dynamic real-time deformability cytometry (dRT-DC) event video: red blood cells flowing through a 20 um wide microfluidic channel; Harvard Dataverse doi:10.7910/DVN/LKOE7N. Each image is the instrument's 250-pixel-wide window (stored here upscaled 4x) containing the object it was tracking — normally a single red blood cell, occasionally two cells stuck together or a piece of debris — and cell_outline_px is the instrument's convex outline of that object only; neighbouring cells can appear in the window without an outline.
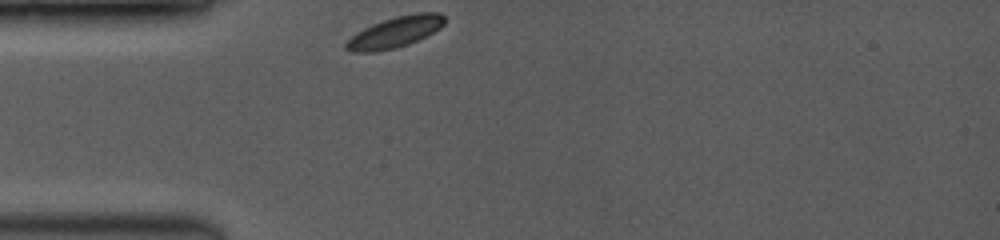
{"species": "common noctule bat (a hibernating species)", "species_latin": "Nyctalus noctula", "temperature_condition": "room temperature", "stored_images_in_passage": 34, "camera_frame_rate_fps": 3500, "um_per_image_px": 0.085, "animal": {"sex": "female", "body_mass_g": 19.0, "forearm_length_mm": 53.3}, "frame": {"image": 1, "passage_image": 1, "time_ms": 0.0, "image_size_px": [1000, 240], "cell_outline_px": [[444, 24], [440, 28], [408, 44], [396, 48], [376, 52], [352, 52], [344, 48], [344, 44], [356, 32], [372, 24], [396, 16], [420, 12], [440, 12], [444, 16]], "centroid_in_image_um": [33.55, 2.73], "position_along_channel_um": 51.4, "area_um2": 17.63}}
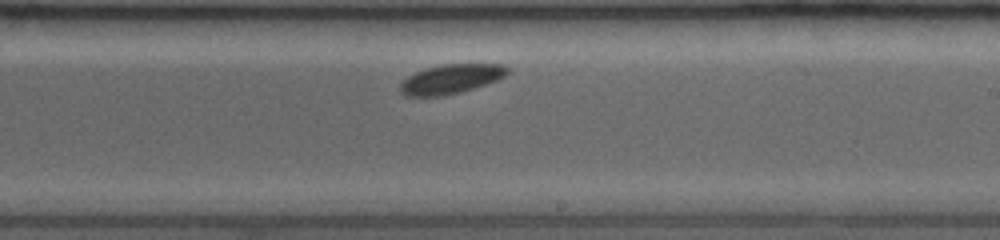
{"frame": {"image": 2, "passage_image": 20, "time_ms": 5.429, "image_size_px": [1000, 240], "cell_outline_px": [[508, 72], [504, 76], [496, 80], [460, 92], [440, 96], [404, 96], [400, 92], [400, 84], [408, 76], [416, 72], [440, 64], [504, 64], [508, 68]], "centroid_in_image_um": [38.3, 6.71], "position_along_channel_um": 250.7, "area_um2": 18.09}}
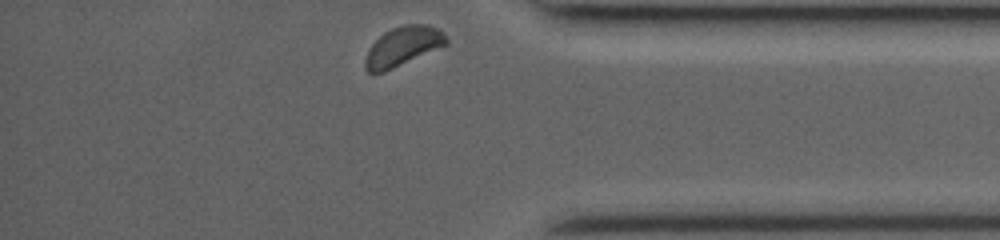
{"frame": {"image": 3, "passage_image": 34, "time_ms": 9.429, "image_size_px": [1000, 240], "cell_outline_px": [[448, 44], [384, 72], [372, 76], [364, 68], [364, 60], [368, 48], [384, 32], [392, 28], [404, 24], [428, 24], [440, 28], [448, 36]], "centroid_in_image_um": [34.24, 3.94], "position_along_channel_um": 401.0, "area_um2": 18.96}}